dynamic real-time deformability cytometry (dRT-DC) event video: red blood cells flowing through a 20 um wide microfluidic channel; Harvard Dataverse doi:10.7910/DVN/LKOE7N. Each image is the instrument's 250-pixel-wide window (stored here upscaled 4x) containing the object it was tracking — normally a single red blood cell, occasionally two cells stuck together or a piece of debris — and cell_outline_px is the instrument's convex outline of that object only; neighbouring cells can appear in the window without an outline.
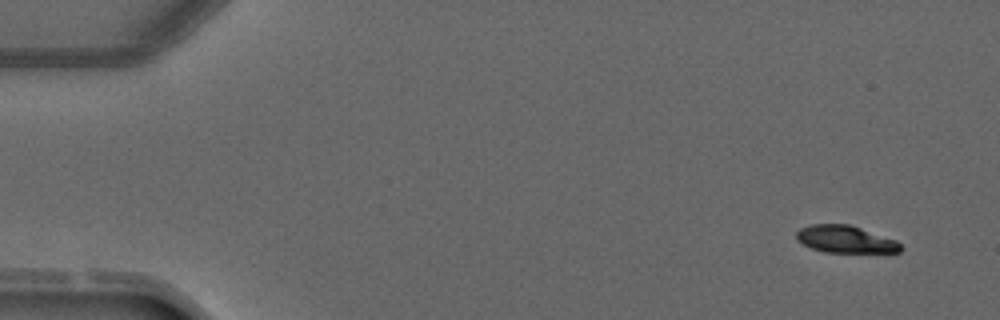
{"species": "common noctule bat (a hibernating species)", "species_latin": "Nyctalus noctula", "temperature_condition": "warm", "stored_images_in_passage": 3, "camera_frame_rate_fps": 3000, "um_per_image_px": 0.085, "animal": {"sex": "male", "forearm_length_mm": 52.5}, "frame": {"image": 1, "passage_image": 1, "time_ms": 0.0, "image_size_px": [1000, 320], "cell_outline_px": [[904, 248], [900, 252], [824, 252], [812, 248], [796, 240], [796, 232], [800, 228], [812, 224], [848, 224], [896, 240]], "centroid_in_image_um": [71.85, 20.34], "position_along_channel_um": 13.2, "area_um2": 16.42}}
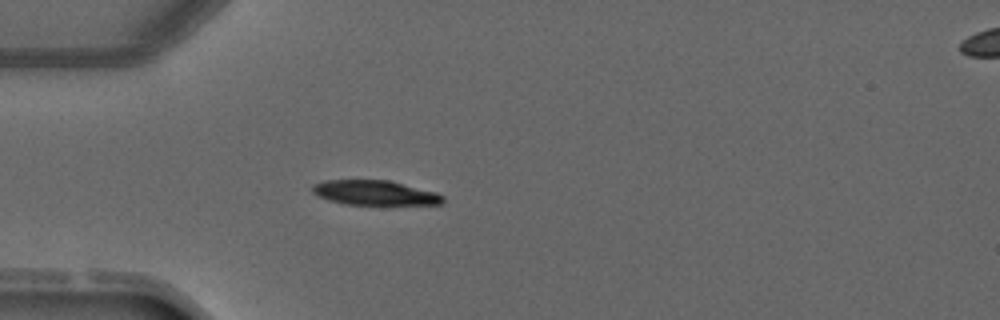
{"frame": {"image": 2, "passage_image": 3, "time_ms": 3.333, "image_size_px": [1000, 320], "cell_outline_px": [[444, 204], [344, 204], [328, 200], [312, 192], [312, 184], [324, 180], [388, 180], [436, 192], [444, 196]], "centroid_in_image_um": [31.85, 16.38], "position_along_channel_um": 53.2, "area_um2": 18.67}}